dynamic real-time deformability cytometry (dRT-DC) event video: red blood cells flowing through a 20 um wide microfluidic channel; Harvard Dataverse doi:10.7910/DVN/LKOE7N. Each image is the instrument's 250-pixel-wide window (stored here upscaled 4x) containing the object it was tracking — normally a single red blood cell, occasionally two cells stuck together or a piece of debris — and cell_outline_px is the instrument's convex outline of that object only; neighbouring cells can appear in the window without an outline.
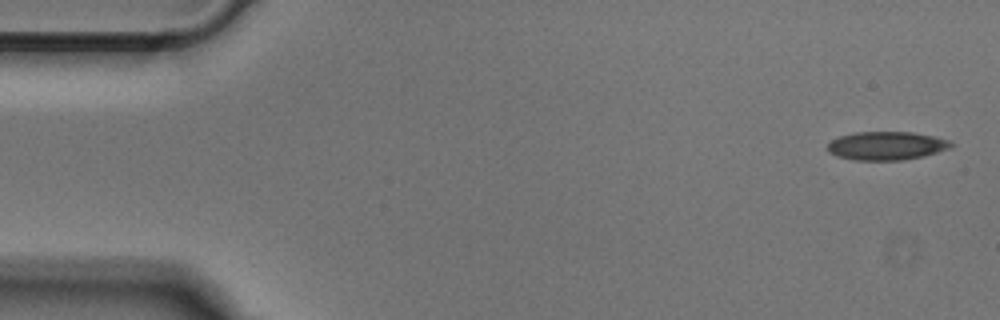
{"species": "Egyptian fruit bat (a non-hibernating species)", "species_latin": "Rousettus aegyptiacus", "temperature_condition": "cold", "stored_images_in_passage": 50, "camera_frame_rate_fps": 3000, "um_per_image_px": 0.085, "animal": {"sex": "male"}, "frame": {"image": 1, "passage_image": 1, "time_ms": 0.0, "image_size_px": [1000, 320], "cell_outline_px": [[952, 148], [924, 156], [904, 160], [856, 160], [836, 156], [828, 152], [828, 144], [832, 140], [840, 136], [856, 132], [912, 132], [936, 136], [948, 140], [952, 144]], "centroid_in_image_um": [75.37, 12.39], "position_along_channel_um": 9.6, "area_um2": 20.52}}
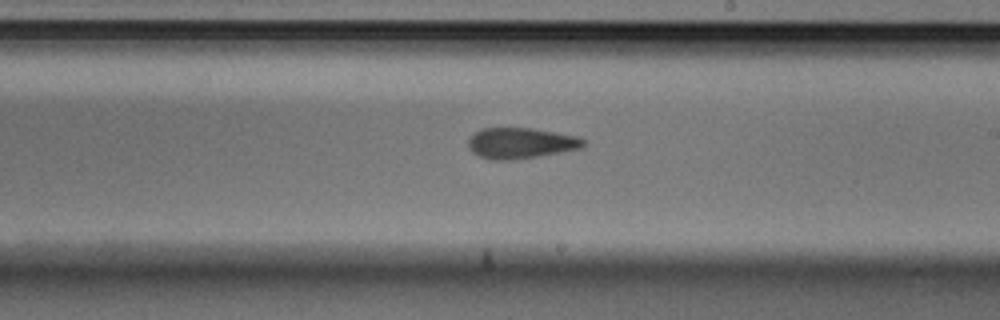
{"frame": {"image": 2, "passage_image": 28, "time_ms": 9.0, "image_size_px": [1000, 320], "cell_outline_px": [[584, 148], [540, 156], [512, 160], [492, 160], [480, 156], [472, 152], [468, 148], [468, 140], [476, 132], [484, 128], [532, 128], [576, 136], [584, 140]], "centroid_in_image_um": [44.27, 12.18], "position_along_channel_um": 244.7, "area_um2": 20.63}}
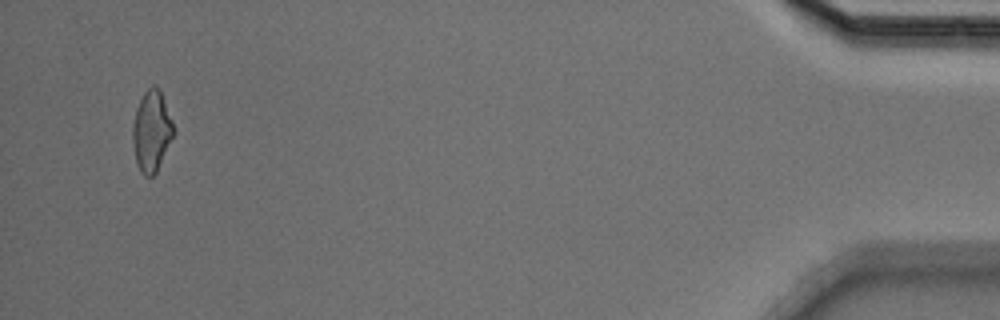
{"frame": {"image": 3, "passage_image": 48, "time_ms": 15.667, "image_size_px": [1000, 320], "cell_outline_px": [[176, 132], [156, 172], [152, 176], [144, 176], [140, 172], [136, 164], [132, 140], [132, 124], [136, 108], [144, 92], [152, 84], [156, 84], [160, 88], [172, 120]], "centroid_in_image_um": [12.89, 11.13], "position_along_channel_um": 422.3, "area_um2": 19.65}}